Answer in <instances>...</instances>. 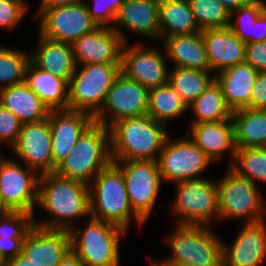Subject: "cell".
<instances>
[{
  "instance_id": "obj_31",
  "label": "cell",
  "mask_w": 266,
  "mask_h": 266,
  "mask_svg": "<svg viewBox=\"0 0 266 266\" xmlns=\"http://www.w3.org/2000/svg\"><path fill=\"white\" fill-rule=\"evenodd\" d=\"M188 109V105L169 83L149 90L147 115L157 122L167 125L169 120L182 116Z\"/></svg>"
},
{
  "instance_id": "obj_39",
  "label": "cell",
  "mask_w": 266,
  "mask_h": 266,
  "mask_svg": "<svg viewBox=\"0 0 266 266\" xmlns=\"http://www.w3.org/2000/svg\"><path fill=\"white\" fill-rule=\"evenodd\" d=\"M93 7L86 3L91 18L98 26L111 27L124 0H93ZM111 23V24H110Z\"/></svg>"
},
{
  "instance_id": "obj_48",
  "label": "cell",
  "mask_w": 266,
  "mask_h": 266,
  "mask_svg": "<svg viewBox=\"0 0 266 266\" xmlns=\"http://www.w3.org/2000/svg\"><path fill=\"white\" fill-rule=\"evenodd\" d=\"M58 266H84L81 259L72 251L69 250L68 253L63 257Z\"/></svg>"
},
{
  "instance_id": "obj_33",
  "label": "cell",
  "mask_w": 266,
  "mask_h": 266,
  "mask_svg": "<svg viewBox=\"0 0 266 266\" xmlns=\"http://www.w3.org/2000/svg\"><path fill=\"white\" fill-rule=\"evenodd\" d=\"M215 80L210 71L172 67L169 84L182 97L187 105L198 98Z\"/></svg>"
},
{
  "instance_id": "obj_2",
  "label": "cell",
  "mask_w": 266,
  "mask_h": 266,
  "mask_svg": "<svg viewBox=\"0 0 266 266\" xmlns=\"http://www.w3.org/2000/svg\"><path fill=\"white\" fill-rule=\"evenodd\" d=\"M165 126L147 114L117 121L110 127L112 161H157L169 137Z\"/></svg>"
},
{
  "instance_id": "obj_24",
  "label": "cell",
  "mask_w": 266,
  "mask_h": 266,
  "mask_svg": "<svg viewBox=\"0 0 266 266\" xmlns=\"http://www.w3.org/2000/svg\"><path fill=\"white\" fill-rule=\"evenodd\" d=\"M259 72L244 62L228 67L215 75L227 106L232 110L246 108Z\"/></svg>"
},
{
  "instance_id": "obj_11",
  "label": "cell",
  "mask_w": 266,
  "mask_h": 266,
  "mask_svg": "<svg viewBox=\"0 0 266 266\" xmlns=\"http://www.w3.org/2000/svg\"><path fill=\"white\" fill-rule=\"evenodd\" d=\"M149 90L122 72L108 90L100 110L93 116L94 122L110 128L121 119L147 114ZM111 113L108 116L106 113ZM111 117L110 121L109 118Z\"/></svg>"
},
{
  "instance_id": "obj_52",
  "label": "cell",
  "mask_w": 266,
  "mask_h": 266,
  "mask_svg": "<svg viewBox=\"0 0 266 266\" xmlns=\"http://www.w3.org/2000/svg\"><path fill=\"white\" fill-rule=\"evenodd\" d=\"M0 152H1V151H0ZM3 159H4L3 154H2V156H1V154H0V162H1Z\"/></svg>"
},
{
  "instance_id": "obj_1",
  "label": "cell",
  "mask_w": 266,
  "mask_h": 266,
  "mask_svg": "<svg viewBox=\"0 0 266 266\" xmlns=\"http://www.w3.org/2000/svg\"><path fill=\"white\" fill-rule=\"evenodd\" d=\"M37 205L51 213L53 219L34 220V226L70 231L77 225L76 218L90 216L88 185L55 172L39 175Z\"/></svg>"
},
{
  "instance_id": "obj_10",
  "label": "cell",
  "mask_w": 266,
  "mask_h": 266,
  "mask_svg": "<svg viewBox=\"0 0 266 266\" xmlns=\"http://www.w3.org/2000/svg\"><path fill=\"white\" fill-rule=\"evenodd\" d=\"M112 162L123 174L133 212L145 223L153 212L163 183L158 162L153 160Z\"/></svg>"
},
{
  "instance_id": "obj_35",
  "label": "cell",
  "mask_w": 266,
  "mask_h": 266,
  "mask_svg": "<svg viewBox=\"0 0 266 266\" xmlns=\"http://www.w3.org/2000/svg\"><path fill=\"white\" fill-rule=\"evenodd\" d=\"M30 52L0 46V89L25 82Z\"/></svg>"
},
{
  "instance_id": "obj_15",
  "label": "cell",
  "mask_w": 266,
  "mask_h": 266,
  "mask_svg": "<svg viewBox=\"0 0 266 266\" xmlns=\"http://www.w3.org/2000/svg\"><path fill=\"white\" fill-rule=\"evenodd\" d=\"M166 59V54L162 55L158 48H146L141 44L127 48L125 43L121 51V72L150 90L169 83Z\"/></svg>"
},
{
  "instance_id": "obj_47",
  "label": "cell",
  "mask_w": 266,
  "mask_h": 266,
  "mask_svg": "<svg viewBox=\"0 0 266 266\" xmlns=\"http://www.w3.org/2000/svg\"><path fill=\"white\" fill-rule=\"evenodd\" d=\"M6 266H39L30 258H28L25 254L22 252L17 254L15 257L7 260V265Z\"/></svg>"
},
{
  "instance_id": "obj_43",
  "label": "cell",
  "mask_w": 266,
  "mask_h": 266,
  "mask_svg": "<svg viewBox=\"0 0 266 266\" xmlns=\"http://www.w3.org/2000/svg\"><path fill=\"white\" fill-rule=\"evenodd\" d=\"M253 110H266V72H259L252 89L249 105Z\"/></svg>"
},
{
  "instance_id": "obj_20",
  "label": "cell",
  "mask_w": 266,
  "mask_h": 266,
  "mask_svg": "<svg viewBox=\"0 0 266 266\" xmlns=\"http://www.w3.org/2000/svg\"><path fill=\"white\" fill-rule=\"evenodd\" d=\"M231 247L223 242V266H261L266 260L265 221L244 224Z\"/></svg>"
},
{
  "instance_id": "obj_12",
  "label": "cell",
  "mask_w": 266,
  "mask_h": 266,
  "mask_svg": "<svg viewBox=\"0 0 266 266\" xmlns=\"http://www.w3.org/2000/svg\"><path fill=\"white\" fill-rule=\"evenodd\" d=\"M162 181L179 182L201 179L211 161L188 136L170 140L168 137L157 160Z\"/></svg>"
},
{
  "instance_id": "obj_4",
  "label": "cell",
  "mask_w": 266,
  "mask_h": 266,
  "mask_svg": "<svg viewBox=\"0 0 266 266\" xmlns=\"http://www.w3.org/2000/svg\"><path fill=\"white\" fill-rule=\"evenodd\" d=\"M210 226L177 225L166 238L172 255L151 266H223V241Z\"/></svg>"
},
{
  "instance_id": "obj_38",
  "label": "cell",
  "mask_w": 266,
  "mask_h": 266,
  "mask_svg": "<svg viewBox=\"0 0 266 266\" xmlns=\"http://www.w3.org/2000/svg\"><path fill=\"white\" fill-rule=\"evenodd\" d=\"M34 215L21 211H9L0 215V238L25 239L34 227Z\"/></svg>"
},
{
  "instance_id": "obj_18",
  "label": "cell",
  "mask_w": 266,
  "mask_h": 266,
  "mask_svg": "<svg viewBox=\"0 0 266 266\" xmlns=\"http://www.w3.org/2000/svg\"><path fill=\"white\" fill-rule=\"evenodd\" d=\"M123 44L121 37L114 29L99 26L81 36L71 45L78 66L84 64H121Z\"/></svg>"
},
{
  "instance_id": "obj_16",
  "label": "cell",
  "mask_w": 266,
  "mask_h": 266,
  "mask_svg": "<svg viewBox=\"0 0 266 266\" xmlns=\"http://www.w3.org/2000/svg\"><path fill=\"white\" fill-rule=\"evenodd\" d=\"M13 153L39 175L53 173L52 141L48 118L22 124Z\"/></svg>"
},
{
  "instance_id": "obj_30",
  "label": "cell",
  "mask_w": 266,
  "mask_h": 266,
  "mask_svg": "<svg viewBox=\"0 0 266 266\" xmlns=\"http://www.w3.org/2000/svg\"><path fill=\"white\" fill-rule=\"evenodd\" d=\"M236 148L266 147V110L232 111Z\"/></svg>"
},
{
  "instance_id": "obj_7",
  "label": "cell",
  "mask_w": 266,
  "mask_h": 266,
  "mask_svg": "<svg viewBox=\"0 0 266 266\" xmlns=\"http://www.w3.org/2000/svg\"><path fill=\"white\" fill-rule=\"evenodd\" d=\"M74 71L68 82V110L83 111L94 116L106 94L121 73V64H84ZM79 70V72H78Z\"/></svg>"
},
{
  "instance_id": "obj_21",
  "label": "cell",
  "mask_w": 266,
  "mask_h": 266,
  "mask_svg": "<svg viewBox=\"0 0 266 266\" xmlns=\"http://www.w3.org/2000/svg\"><path fill=\"white\" fill-rule=\"evenodd\" d=\"M71 250L69 231L34 226L26 235L22 253L39 266H58Z\"/></svg>"
},
{
  "instance_id": "obj_36",
  "label": "cell",
  "mask_w": 266,
  "mask_h": 266,
  "mask_svg": "<svg viewBox=\"0 0 266 266\" xmlns=\"http://www.w3.org/2000/svg\"><path fill=\"white\" fill-rule=\"evenodd\" d=\"M201 31L227 28L230 11L219 0H188Z\"/></svg>"
},
{
  "instance_id": "obj_44",
  "label": "cell",
  "mask_w": 266,
  "mask_h": 266,
  "mask_svg": "<svg viewBox=\"0 0 266 266\" xmlns=\"http://www.w3.org/2000/svg\"><path fill=\"white\" fill-rule=\"evenodd\" d=\"M23 242L24 239L0 238V253L9 260L22 252Z\"/></svg>"
},
{
  "instance_id": "obj_51",
  "label": "cell",
  "mask_w": 266,
  "mask_h": 266,
  "mask_svg": "<svg viewBox=\"0 0 266 266\" xmlns=\"http://www.w3.org/2000/svg\"><path fill=\"white\" fill-rule=\"evenodd\" d=\"M7 259L0 253V266H6Z\"/></svg>"
},
{
  "instance_id": "obj_40",
  "label": "cell",
  "mask_w": 266,
  "mask_h": 266,
  "mask_svg": "<svg viewBox=\"0 0 266 266\" xmlns=\"http://www.w3.org/2000/svg\"><path fill=\"white\" fill-rule=\"evenodd\" d=\"M28 10L25 0H0V27L13 29L21 22Z\"/></svg>"
},
{
  "instance_id": "obj_13",
  "label": "cell",
  "mask_w": 266,
  "mask_h": 266,
  "mask_svg": "<svg viewBox=\"0 0 266 266\" xmlns=\"http://www.w3.org/2000/svg\"><path fill=\"white\" fill-rule=\"evenodd\" d=\"M22 167L13 158L0 162V195L9 211L34 215L38 203L39 174L27 166Z\"/></svg>"
},
{
  "instance_id": "obj_5",
  "label": "cell",
  "mask_w": 266,
  "mask_h": 266,
  "mask_svg": "<svg viewBox=\"0 0 266 266\" xmlns=\"http://www.w3.org/2000/svg\"><path fill=\"white\" fill-rule=\"evenodd\" d=\"M111 162L110 128L93 122L56 167L55 173L89 185L90 180Z\"/></svg>"
},
{
  "instance_id": "obj_17",
  "label": "cell",
  "mask_w": 266,
  "mask_h": 266,
  "mask_svg": "<svg viewBox=\"0 0 266 266\" xmlns=\"http://www.w3.org/2000/svg\"><path fill=\"white\" fill-rule=\"evenodd\" d=\"M53 173L69 155L84 131L94 122L89 113L76 110H50Z\"/></svg>"
},
{
  "instance_id": "obj_9",
  "label": "cell",
  "mask_w": 266,
  "mask_h": 266,
  "mask_svg": "<svg viewBox=\"0 0 266 266\" xmlns=\"http://www.w3.org/2000/svg\"><path fill=\"white\" fill-rule=\"evenodd\" d=\"M174 184L177 196L171 213L179 216L177 225L209 227L211 218H219L218 188L215 181L201 178Z\"/></svg>"
},
{
  "instance_id": "obj_32",
  "label": "cell",
  "mask_w": 266,
  "mask_h": 266,
  "mask_svg": "<svg viewBox=\"0 0 266 266\" xmlns=\"http://www.w3.org/2000/svg\"><path fill=\"white\" fill-rule=\"evenodd\" d=\"M188 108L196 114L192 123L217 122L230 119L232 110L227 106L220 85L214 80Z\"/></svg>"
},
{
  "instance_id": "obj_14",
  "label": "cell",
  "mask_w": 266,
  "mask_h": 266,
  "mask_svg": "<svg viewBox=\"0 0 266 266\" xmlns=\"http://www.w3.org/2000/svg\"><path fill=\"white\" fill-rule=\"evenodd\" d=\"M39 16L38 34L59 42L72 44L99 27L91 18L85 1L47 9Z\"/></svg>"
},
{
  "instance_id": "obj_46",
  "label": "cell",
  "mask_w": 266,
  "mask_h": 266,
  "mask_svg": "<svg viewBox=\"0 0 266 266\" xmlns=\"http://www.w3.org/2000/svg\"><path fill=\"white\" fill-rule=\"evenodd\" d=\"M84 0H41L40 8L37 10L39 16L44 10L51 9L54 7L64 6L82 2Z\"/></svg>"
},
{
  "instance_id": "obj_8",
  "label": "cell",
  "mask_w": 266,
  "mask_h": 266,
  "mask_svg": "<svg viewBox=\"0 0 266 266\" xmlns=\"http://www.w3.org/2000/svg\"><path fill=\"white\" fill-rule=\"evenodd\" d=\"M218 188L219 220L228 218H244L245 224L265 221L266 205L258 192V185L239 177L230 168L220 182Z\"/></svg>"
},
{
  "instance_id": "obj_34",
  "label": "cell",
  "mask_w": 266,
  "mask_h": 266,
  "mask_svg": "<svg viewBox=\"0 0 266 266\" xmlns=\"http://www.w3.org/2000/svg\"><path fill=\"white\" fill-rule=\"evenodd\" d=\"M229 168L254 185L256 181L266 183V147L236 148L234 161Z\"/></svg>"
},
{
  "instance_id": "obj_23",
  "label": "cell",
  "mask_w": 266,
  "mask_h": 266,
  "mask_svg": "<svg viewBox=\"0 0 266 266\" xmlns=\"http://www.w3.org/2000/svg\"><path fill=\"white\" fill-rule=\"evenodd\" d=\"M202 37L212 72L245 62L246 43L229 27L203 30Z\"/></svg>"
},
{
  "instance_id": "obj_22",
  "label": "cell",
  "mask_w": 266,
  "mask_h": 266,
  "mask_svg": "<svg viewBox=\"0 0 266 266\" xmlns=\"http://www.w3.org/2000/svg\"><path fill=\"white\" fill-rule=\"evenodd\" d=\"M190 126V140L197 145L211 161H220L222 154H225L226 151H230L232 157L231 164L233 163L236 146L232 117L217 122L191 123Z\"/></svg>"
},
{
  "instance_id": "obj_3",
  "label": "cell",
  "mask_w": 266,
  "mask_h": 266,
  "mask_svg": "<svg viewBox=\"0 0 266 266\" xmlns=\"http://www.w3.org/2000/svg\"><path fill=\"white\" fill-rule=\"evenodd\" d=\"M88 185L89 217L115 224L126 231L133 217L141 227L144 222L133 212L121 170L111 162Z\"/></svg>"
},
{
  "instance_id": "obj_50",
  "label": "cell",
  "mask_w": 266,
  "mask_h": 266,
  "mask_svg": "<svg viewBox=\"0 0 266 266\" xmlns=\"http://www.w3.org/2000/svg\"><path fill=\"white\" fill-rule=\"evenodd\" d=\"M7 212H9V210L5 207L0 195V215L6 214Z\"/></svg>"
},
{
  "instance_id": "obj_19",
  "label": "cell",
  "mask_w": 266,
  "mask_h": 266,
  "mask_svg": "<svg viewBox=\"0 0 266 266\" xmlns=\"http://www.w3.org/2000/svg\"><path fill=\"white\" fill-rule=\"evenodd\" d=\"M120 27V28H119ZM150 39H161L159 24V0H124L112 25L123 43H127L123 30Z\"/></svg>"
},
{
  "instance_id": "obj_6",
  "label": "cell",
  "mask_w": 266,
  "mask_h": 266,
  "mask_svg": "<svg viewBox=\"0 0 266 266\" xmlns=\"http://www.w3.org/2000/svg\"><path fill=\"white\" fill-rule=\"evenodd\" d=\"M80 232L74 226L70 231L71 250L84 266H120V240L127 231L115 224L90 217Z\"/></svg>"
},
{
  "instance_id": "obj_28",
  "label": "cell",
  "mask_w": 266,
  "mask_h": 266,
  "mask_svg": "<svg viewBox=\"0 0 266 266\" xmlns=\"http://www.w3.org/2000/svg\"><path fill=\"white\" fill-rule=\"evenodd\" d=\"M25 83L39 96L49 110H68V84L31 60L25 71Z\"/></svg>"
},
{
  "instance_id": "obj_26",
  "label": "cell",
  "mask_w": 266,
  "mask_h": 266,
  "mask_svg": "<svg viewBox=\"0 0 266 266\" xmlns=\"http://www.w3.org/2000/svg\"><path fill=\"white\" fill-rule=\"evenodd\" d=\"M162 43L173 67L211 71L202 32L167 37Z\"/></svg>"
},
{
  "instance_id": "obj_45",
  "label": "cell",
  "mask_w": 266,
  "mask_h": 266,
  "mask_svg": "<svg viewBox=\"0 0 266 266\" xmlns=\"http://www.w3.org/2000/svg\"><path fill=\"white\" fill-rule=\"evenodd\" d=\"M266 41V10L257 18L252 29V42Z\"/></svg>"
},
{
  "instance_id": "obj_37",
  "label": "cell",
  "mask_w": 266,
  "mask_h": 266,
  "mask_svg": "<svg viewBox=\"0 0 266 266\" xmlns=\"http://www.w3.org/2000/svg\"><path fill=\"white\" fill-rule=\"evenodd\" d=\"M266 10V2L253 0L230 12L229 28L245 43H252V29L257 18ZM238 15L236 23L232 20Z\"/></svg>"
},
{
  "instance_id": "obj_25",
  "label": "cell",
  "mask_w": 266,
  "mask_h": 266,
  "mask_svg": "<svg viewBox=\"0 0 266 266\" xmlns=\"http://www.w3.org/2000/svg\"><path fill=\"white\" fill-rule=\"evenodd\" d=\"M39 37L37 50L30 53V60L41 70L52 73L68 84L77 67L72 45L42 35Z\"/></svg>"
},
{
  "instance_id": "obj_41",
  "label": "cell",
  "mask_w": 266,
  "mask_h": 266,
  "mask_svg": "<svg viewBox=\"0 0 266 266\" xmlns=\"http://www.w3.org/2000/svg\"><path fill=\"white\" fill-rule=\"evenodd\" d=\"M21 126V121L0 104V144L5 142L12 147L19 137Z\"/></svg>"
},
{
  "instance_id": "obj_29",
  "label": "cell",
  "mask_w": 266,
  "mask_h": 266,
  "mask_svg": "<svg viewBox=\"0 0 266 266\" xmlns=\"http://www.w3.org/2000/svg\"><path fill=\"white\" fill-rule=\"evenodd\" d=\"M160 37L202 32L188 0H159Z\"/></svg>"
},
{
  "instance_id": "obj_49",
  "label": "cell",
  "mask_w": 266,
  "mask_h": 266,
  "mask_svg": "<svg viewBox=\"0 0 266 266\" xmlns=\"http://www.w3.org/2000/svg\"><path fill=\"white\" fill-rule=\"evenodd\" d=\"M230 12L246 5L253 0H219Z\"/></svg>"
},
{
  "instance_id": "obj_27",
  "label": "cell",
  "mask_w": 266,
  "mask_h": 266,
  "mask_svg": "<svg viewBox=\"0 0 266 266\" xmlns=\"http://www.w3.org/2000/svg\"><path fill=\"white\" fill-rule=\"evenodd\" d=\"M0 104L11 111L22 124L48 118L50 110L25 83L0 89Z\"/></svg>"
},
{
  "instance_id": "obj_42",
  "label": "cell",
  "mask_w": 266,
  "mask_h": 266,
  "mask_svg": "<svg viewBox=\"0 0 266 266\" xmlns=\"http://www.w3.org/2000/svg\"><path fill=\"white\" fill-rule=\"evenodd\" d=\"M245 62L258 72H266V41L246 43Z\"/></svg>"
}]
</instances>
